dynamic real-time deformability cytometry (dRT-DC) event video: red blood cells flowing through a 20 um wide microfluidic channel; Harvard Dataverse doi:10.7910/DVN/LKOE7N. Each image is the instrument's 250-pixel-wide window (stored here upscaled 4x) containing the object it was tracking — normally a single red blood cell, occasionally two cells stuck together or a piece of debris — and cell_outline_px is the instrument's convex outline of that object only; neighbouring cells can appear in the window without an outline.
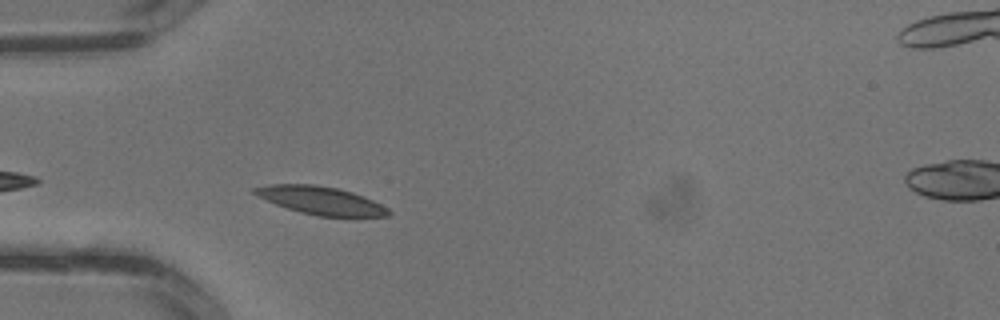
{"species": "common noctule bat (a hibernating species)", "species_latin": "Nyctalus noctula", "temperature_condition": "warm", "stored_images_in_passage": 3, "camera_frame_rate_fps": 3000, "um_per_image_px": 0.085, "animal": {"sex": "male", "body_mass_g": 13.3}, "frame": {"image": 1, "passage_image": 2, "time_ms": 0.333, "image_size_px": [1000, 320], "cell_outline_px": [[392, 212], [388, 216], [316, 216], [300, 212], [276, 204], [252, 192], [252, 188], [272, 184], [316, 184], [336, 188], [352, 192], [372, 200], [388, 208]], "centroid_in_image_um": [27.28, 17.04], "position_along_channel_um": 57.7, "area_um2": 21.5}}